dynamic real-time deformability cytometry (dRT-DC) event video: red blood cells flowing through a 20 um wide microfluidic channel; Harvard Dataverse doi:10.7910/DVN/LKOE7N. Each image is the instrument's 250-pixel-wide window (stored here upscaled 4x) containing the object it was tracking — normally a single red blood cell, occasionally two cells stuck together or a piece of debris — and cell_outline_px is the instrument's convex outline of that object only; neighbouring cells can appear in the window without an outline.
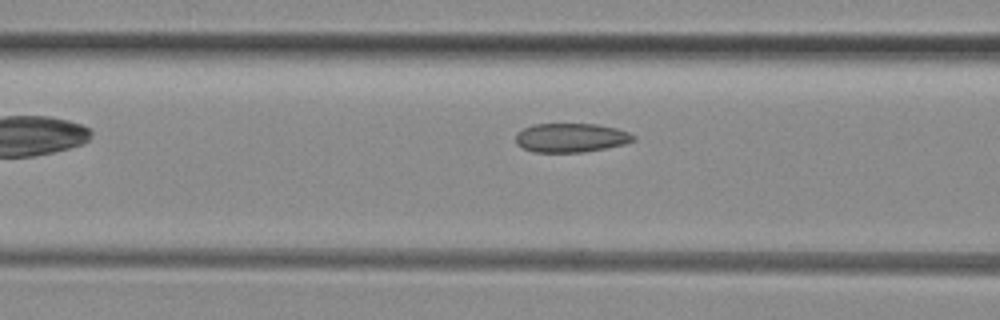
{"species": "common noctule bat (a hibernating species)", "species_latin": "Nyctalus noctula", "temperature_condition": "room temperature", "stored_images_in_passage": 5, "camera_frame_rate_fps": 3000, "um_per_image_px": 0.085, "animal": {"sex": "female", "body_mass_g": 29.2, "forearm_length_mm": 56.3}, "frame": {"image": 1, "passage_image": 4, "time_ms": 1.0, "image_size_px": [1000, 320], "cell_outline_px": [[636, 140], [624, 144], [584, 152], [532, 152], [516, 144], [516, 132], [524, 128], [536, 124], [596, 124], [616, 128], [628, 132], [636, 136]], "centroid_in_image_um": [48.53, 11.71], "position_along_channel_um": 118.1, "area_um2": 19.88}}